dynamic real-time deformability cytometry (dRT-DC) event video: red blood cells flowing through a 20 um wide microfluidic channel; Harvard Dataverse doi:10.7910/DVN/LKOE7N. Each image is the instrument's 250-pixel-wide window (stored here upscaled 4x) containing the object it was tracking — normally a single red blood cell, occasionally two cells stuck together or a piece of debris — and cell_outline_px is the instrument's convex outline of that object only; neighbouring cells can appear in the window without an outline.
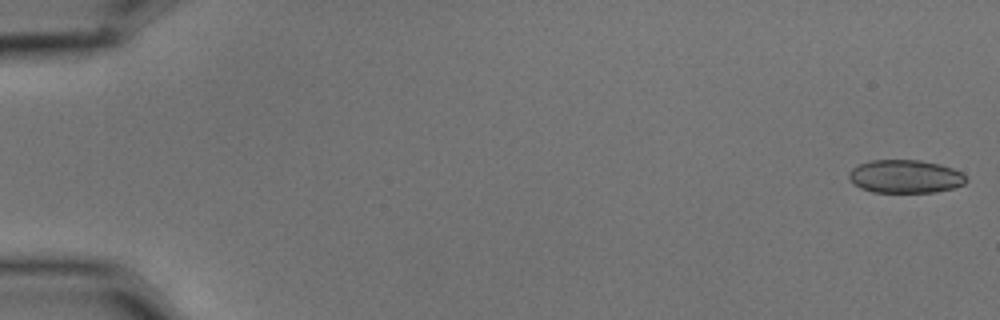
{"species": "common noctule bat (a hibernating species)", "species_latin": "Nyctalus noctula", "temperature_condition": "cold", "stored_images_in_passage": 8, "camera_frame_rate_fps": 3000, "um_per_image_px": 0.085, "animal": {"sex": "male", "body_mass_g": 15.6}, "frame": {"image": 1, "passage_image": 1, "time_ms": 0.0, "image_size_px": [1000, 320], "cell_outline_px": [[968, 180], [964, 184], [952, 188], [936, 192], [872, 192], [860, 188], [848, 180], [848, 172], [852, 168], [860, 164], [872, 160], [920, 160], [940, 164], [952, 168], [960, 172]], "centroid_in_image_um": [76.91, 15.0], "position_along_channel_um": 8.1, "area_um2": 22.72}}
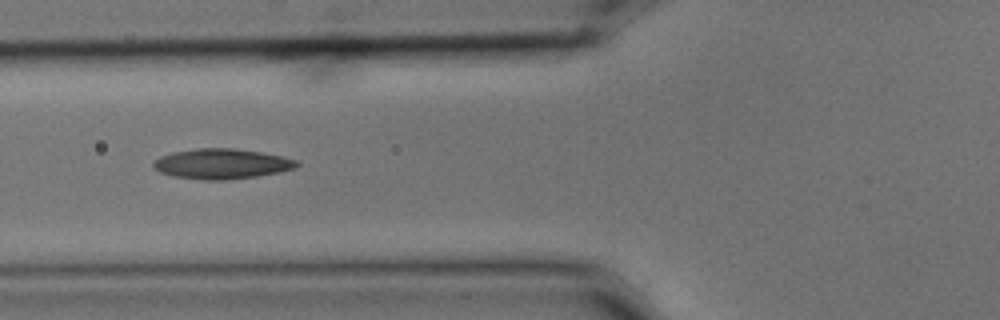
{"frame": {"image": 2, "passage_image": 6, "time_ms": 1.667, "image_size_px": [1000, 320], "cell_outline_px": [[300, 164], [296, 168], [280, 172], [256, 176], [224, 180], [204, 180], [172, 176], [160, 172], [152, 164], [160, 156], [172, 152], [196, 148], [236, 148], [260, 152], [280, 156], [296, 160]], "centroid_in_image_um": [18.84, 13.92], "position_along_channel_um": 107.0, "area_um2": 25.14}}
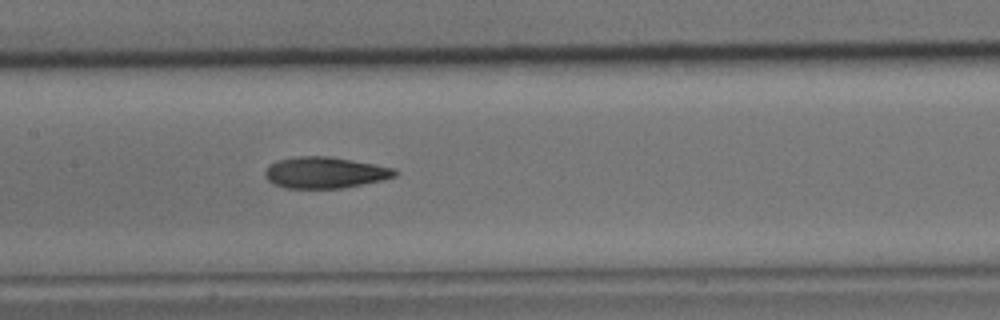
{"frame": {"image": 3, "passage_image": 8, "time_ms": 2.333, "image_size_px": [1000, 320], "cell_outline_px": [[400, 172], [396, 176], [384, 180], [340, 188], [288, 188], [276, 184], [268, 180], [264, 176], [264, 172], [272, 164], [280, 160], [296, 156], [328, 156], [376, 164], [396, 168]], "centroid_in_image_um": [27.7, 14.66], "position_along_channel_um": 179.7, "area_um2": 23.58}}